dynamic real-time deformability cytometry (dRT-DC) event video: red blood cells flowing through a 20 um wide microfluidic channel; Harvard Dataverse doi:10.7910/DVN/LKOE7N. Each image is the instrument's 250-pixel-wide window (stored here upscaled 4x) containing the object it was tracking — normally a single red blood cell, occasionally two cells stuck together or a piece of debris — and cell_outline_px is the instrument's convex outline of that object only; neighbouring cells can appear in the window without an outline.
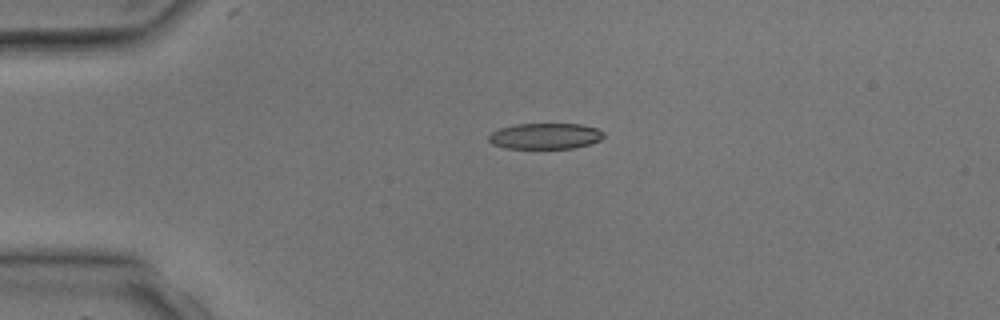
{"species": "common noctule bat (a hibernating species)", "species_latin": "Nyctalus noctula", "temperature_condition": "room temperature", "stored_images_in_passage": 4, "camera_frame_rate_fps": 3000, "um_per_image_px": 0.085, "animal": {"sex": "male", "body_mass_g": 17.9, "forearm_length_mm": 54.2}, "frame": {"image": 1, "passage_image": 3, "time_ms": 3.0, "image_size_px": [1000, 320], "cell_outline_px": [[604, 136], [600, 140], [588, 144], [572, 148], [504, 148], [492, 144], [488, 140], [488, 136], [492, 132], [500, 128], [516, 124], [580, 124], [596, 128], [604, 132]], "centroid_in_image_um": [46.32, 11.56], "position_along_channel_um": 38.7, "area_um2": 17.28}}